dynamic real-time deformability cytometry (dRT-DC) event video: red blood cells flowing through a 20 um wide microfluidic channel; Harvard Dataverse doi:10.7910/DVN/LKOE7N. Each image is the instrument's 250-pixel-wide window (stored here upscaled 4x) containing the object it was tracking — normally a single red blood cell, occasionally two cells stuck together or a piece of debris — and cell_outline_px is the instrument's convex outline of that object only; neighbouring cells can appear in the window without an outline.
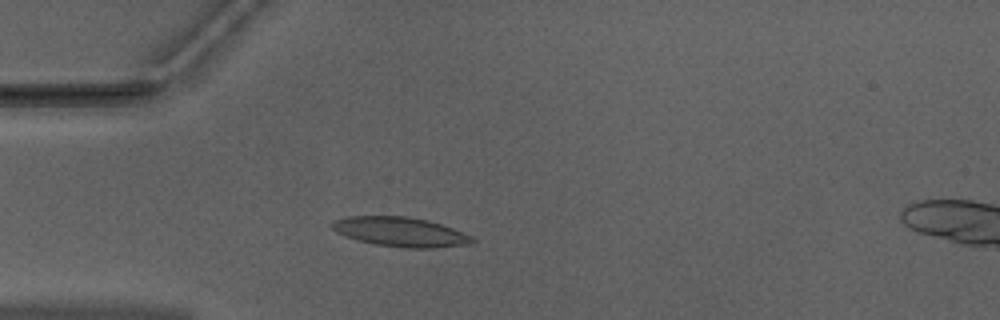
{"species": "Egyptian fruit bat (a non-hibernating species)", "species_latin": "Rousettus aegyptiacus", "temperature_condition": "warm", "stored_images_in_passage": 44, "camera_frame_rate_fps": 3000, "um_per_image_px": 0.085, "animal": {"sex": "male"}, "frame": {"image": 1, "passage_image": 8, "time_ms": 2.333, "image_size_px": [1000, 320], "cell_outline_px": [[476, 240], [460, 244], [436, 248], [412, 248], [376, 244], [344, 236], [336, 232], [332, 228], [332, 224], [336, 220], [348, 216], [408, 216], [428, 220], [452, 228], [472, 236]], "centroid_in_image_um": [34.0, 19.69], "position_along_channel_um": 51.0, "area_um2": 23.58}}
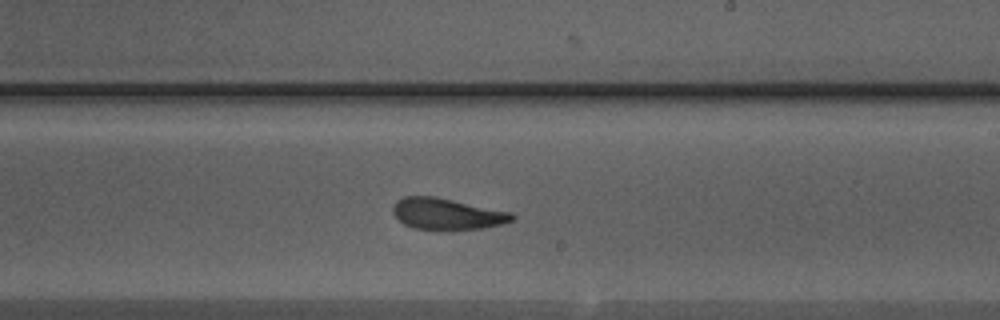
{"frame": {"image": 2, "passage_image": 24, "time_ms": 7.667, "image_size_px": [1000, 320], "cell_outline_px": [[516, 216], [512, 220], [504, 224], [480, 228], [448, 232], [440, 232], [416, 228], [404, 224], [392, 212], [392, 208], [396, 200], [404, 196], [436, 196], [512, 212]], "centroid_in_image_um": [38.0, 18.2], "position_along_channel_um": 251.0, "area_um2": 22.43}}
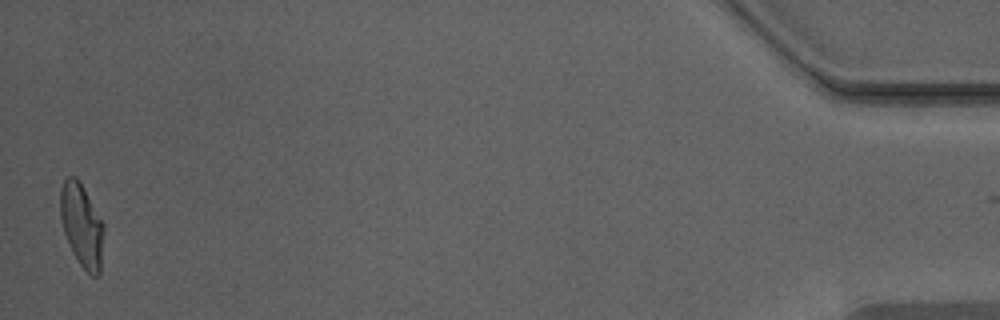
{"frame": {"image": 3, "passage_image": 44, "time_ms": 14.333, "image_size_px": [1000, 320], "cell_outline_px": [[104, 228], [100, 272], [96, 276], [92, 276], [80, 264], [72, 252], [64, 232], [60, 220], [60, 188], [64, 180], [68, 176], [76, 176], [80, 180], [104, 224]], "centroid_in_image_um": [6.94, 19.11], "position_along_channel_um": 428.3, "area_um2": 21.15}, "authors_computed_cell_mechanics": {"area_um2": 22.542, "velocity_mm_per_s": 3.9574, "shape_relaxation_time_tau1_ms": 4.0467, "shape_relaxation_time_tau2_ms": 1.7692, "deformation_change_tau1": 0.1366, "deformation_change_tau2": 0.0902}}